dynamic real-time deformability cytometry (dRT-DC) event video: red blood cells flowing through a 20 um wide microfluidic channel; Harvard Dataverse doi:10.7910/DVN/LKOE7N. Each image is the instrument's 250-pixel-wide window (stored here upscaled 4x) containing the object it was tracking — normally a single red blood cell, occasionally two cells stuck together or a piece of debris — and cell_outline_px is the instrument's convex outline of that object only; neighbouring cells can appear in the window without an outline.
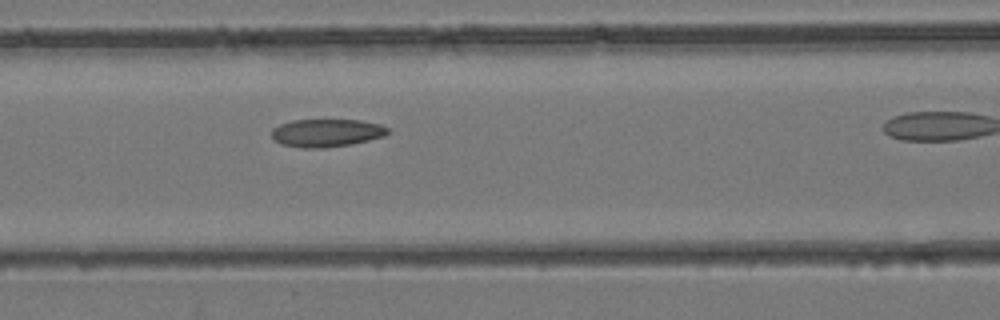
{"species": "common noctule bat (a hibernating species)", "species_latin": "Nyctalus noctula", "temperature_condition": "room temperature", "stored_images_in_passage": 13, "camera_frame_rate_fps": 3000, "um_per_image_px": 0.085, "animal": {"sex": "female", "body_mass_g": 24.6, "forearm_length_mm": 56.2}, "frame": {"image": 1, "passage_image": 6, "time_ms": 1.667, "image_size_px": [1000, 320], "cell_outline_px": [[392, 128], [384, 136], [352, 144], [324, 148], [304, 148], [280, 144], [272, 136], [272, 128], [280, 124], [292, 120], [360, 120], [380, 124]], "centroid_in_image_um": [27.78, 11.29], "position_along_channel_um": 138.8, "area_um2": 18.96}}
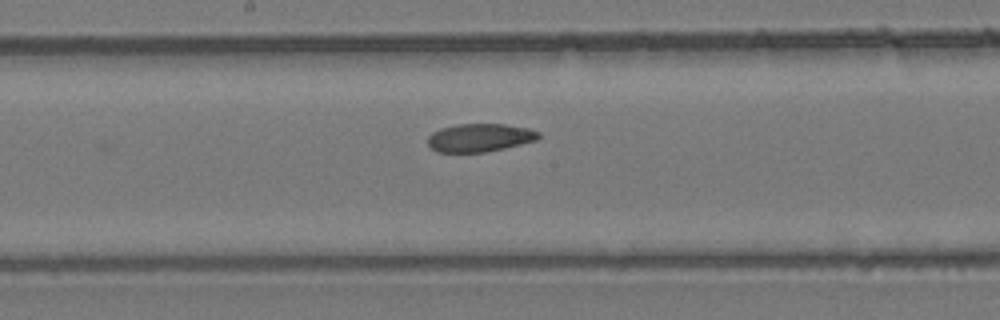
{"frame": {"image": 2, "passage_image": 10, "time_ms": 3.0, "image_size_px": [1000, 320], "cell_outline_px": [[540, 136], [536, 140], [504, 148], [484, 152], [436, 152], [428, 144], [428, 136], [432, 132], [440, 128], [456, 124], [504, 124], [528, 128], [540, 132]], "centroid_in_image_um": [40.75, 11.69], "position_along_channel_um": 207.4, "area_um2": 18.15}}
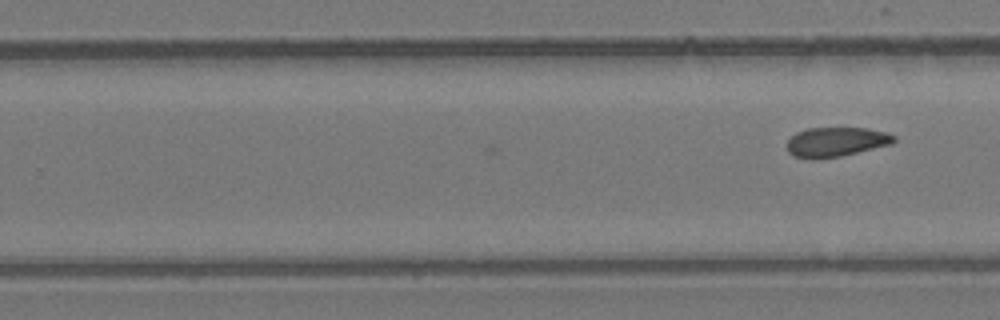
{"frame": {"image": 3, "passage_image": 13, "time_ms": 4.0, "image_size_px": [1000, 320], "cell_outline_px": [[896, 140], [892, 144], [840, 156], [812, 160], [792, 156], [788, 152], [788, 140], [796, 132], [808, 128], [868, 128], [888, 132], [896, 136]], "centroid_in_image_um": [71.07, 12.06], "position_along_channel_um": 258.7, "area_um2": 18.55}}